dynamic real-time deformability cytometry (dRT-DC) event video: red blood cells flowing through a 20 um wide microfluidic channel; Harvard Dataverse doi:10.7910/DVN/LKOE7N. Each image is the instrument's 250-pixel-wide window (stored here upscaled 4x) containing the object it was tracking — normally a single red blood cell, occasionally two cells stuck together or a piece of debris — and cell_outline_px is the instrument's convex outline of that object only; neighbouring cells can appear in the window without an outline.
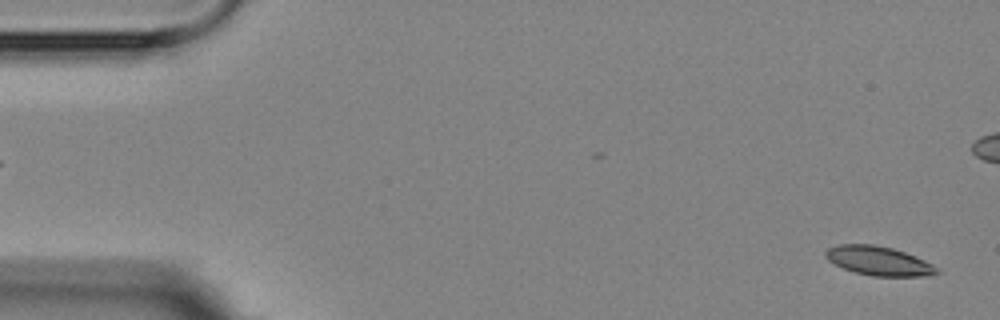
{"species": "Egyptian fruit bat (a non-hibernating species)", "species_latin": "Rousettus aegyptiacus", "temperature_condition": "room temperature", "stored_images_in_passage": 4, "segment_of_instrument_passage": [2, 2], "camera_frame_rate_fps": 3000, "um_per_image_px": 0.085, "animal": {"sex": "female"}, "frame": {"image": 1, "passage_image": 4, "time_ms": 3.333, "image_size_px": [1000, 320], "cell_outline_px": [[940, 272], [924, 276], [872, 276], [856, 272], [844, 268], [828, 260], [824, 256], [824, 252], [828, 248], [840, 244], [872, 244], [892, 248], [904, 252], [924, 260], [932, 264]], "centroid_in_image_um": [74.66, 22.17], "position_along_channel_um": 10.3, "area_um2": 18.61}}